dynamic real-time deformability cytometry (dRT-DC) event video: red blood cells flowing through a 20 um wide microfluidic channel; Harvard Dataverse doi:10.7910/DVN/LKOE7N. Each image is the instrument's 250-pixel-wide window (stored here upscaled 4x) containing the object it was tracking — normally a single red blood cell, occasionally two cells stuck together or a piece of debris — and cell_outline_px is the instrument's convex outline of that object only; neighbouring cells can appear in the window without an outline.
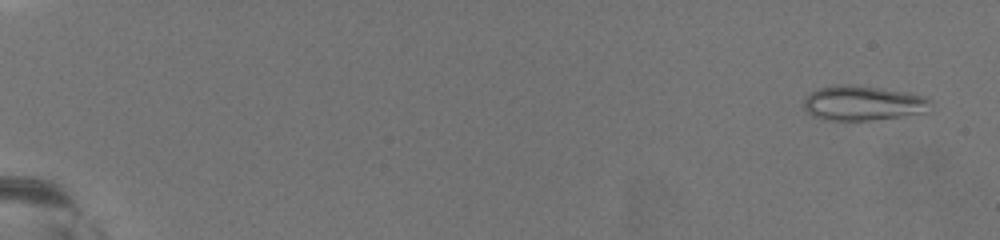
{"species": "common noctule bat (a hibernating species)", "species_latin": "Nyctalus noctula", "temperature_condition": "warm", "stored_images_in_passage": 42, "camera_frame_rate_fps": 3000, "um_per_image_px": 0.085, "animal": {"sex": "female", "body_mass_g": 19.5, "forearm_length_mm": 54.1}, "frame": {"image": 1, "passage_image": 4, "time_ms": 1.0, "image_size_px": [1000, 240], "cell_outline_px": [[932, 100], [924, 112], [900, 116], [868, 120], [828, 120], [812, 116], [804, 108], [804, 100], [812, 92], [820, 88], [836, 84], [852, 84], [908, 92], [928, 96]], "centroid_in_image_um": [73.35, 8.75], "position_along_channel_um": 11.6, "area_um2": 25.55}}
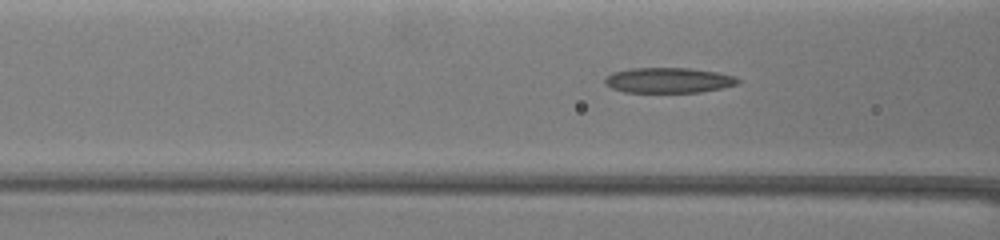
{"frame": {"image": 2, "passage_image": 32, "time_ms": 10.333, "image_size_px": [1000, 240], "cell_outline_px": [[740, 84], [724, 88], [700, 92], [624, 92], [612, 88], [604, 84], [604, 80], [612, 72], [632, 68], [692, 68], [716, 72], [732, 76], [740, 80]], "centroid_in_image_um": [56.83, 6.82], "position_along_channel_um": 109.8, "area_um2": 19.65}}
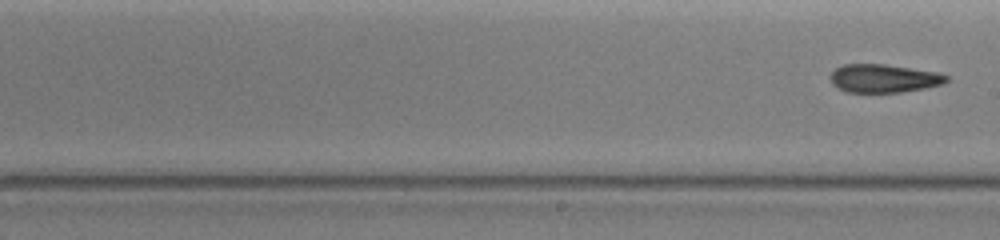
{"frame": {"image": 3, "passage_image": 42, "time_ms": 13.667, "image_size_px": [1000, 240], "cell_outline_px": [[948, 80], [944, 84], [924, 88], [900, 92], [844, 92], [836, 88], [832, 84], [828, 76], [836, 68], [844, 64], [884, 64], [940, 72], [948, 76]], "centroid_in_image_um": [75.1, 6.66], "position_along_channel_um": 213.9, "area_um2": 19.36}}